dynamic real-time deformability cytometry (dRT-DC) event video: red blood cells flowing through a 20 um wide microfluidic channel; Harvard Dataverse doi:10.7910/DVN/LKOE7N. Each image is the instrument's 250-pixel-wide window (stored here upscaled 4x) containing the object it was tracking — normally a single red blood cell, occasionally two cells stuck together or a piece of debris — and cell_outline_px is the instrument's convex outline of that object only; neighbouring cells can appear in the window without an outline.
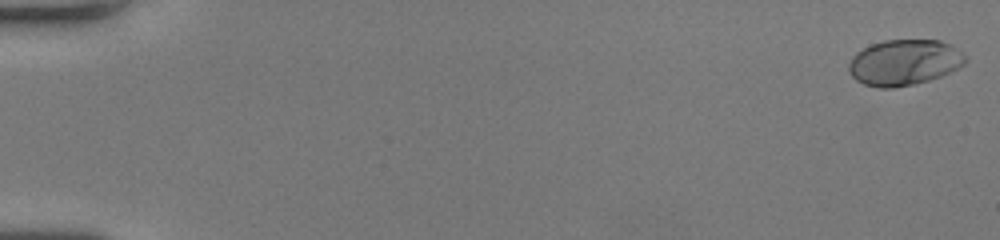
{"species": "human", "species_latin": "Homo sapiens", "temperature_condition": "room temperature", "stored_images_in_passage": 53, "camera_frame_rate_fps": 3000, "um_per_image_px": 0.085, "donor": {"sex": "female"}, "frame": {"image": 1, "passage_image": 1, "time_ms": 0.0, "image_size_px": [1000, 240], "cell_outline_px": [[968, 60], [964, 64], [940, 76], [928, 80], [912, 84], [892, 88], [880, 88], [864, 84], [856, 80], [852, 76], [848, 68], [848, 64], [852, 56], [856, 52], [872, 44], [884, 40], [940, 40], [956, 48]], "centroid_in_image_um": [76.82, 5.3], "position_along_channel_um": 8.2, "area_um2": 30.81}}
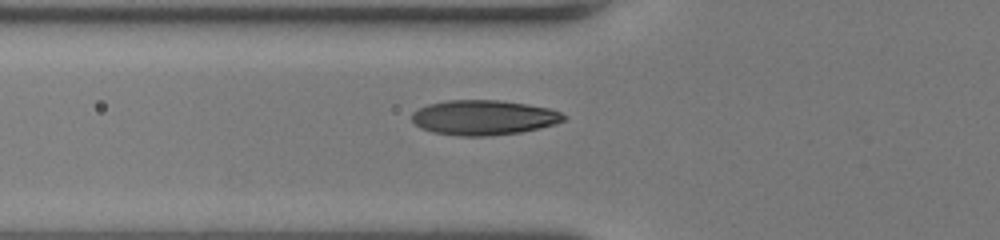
{"frame": {"image": 2, "passage_image": 21, "time_ms": 6.667, "image_size_px": [1000, 240], "cell_outline_px": [[568, 116], [564, 120], [556, 124], [540, 128], [520, 132], [492, 136], [460, 136], [432, 132], [420, 128], [412, 120], [412, 112], [428, 104], [448, 100], [496, 100], [528, 104], [548, 108], [560, 112]], "centroid_in_image_um": [41.12, 10.0], "position_along_channel_um": 84.7, "area_um2": 30.98}}
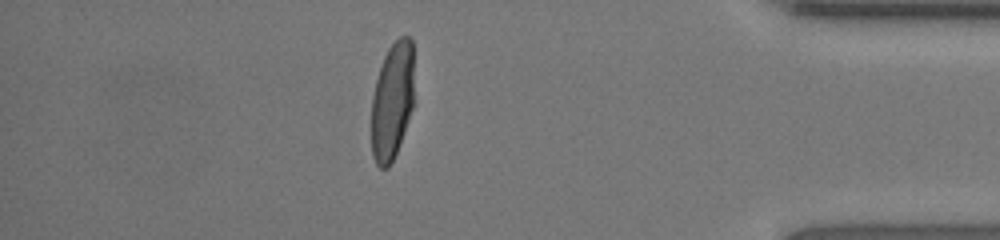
{"frame": {"image": 3, "passage_image": 47, "time_ms": 15.333, "image_size_px": [1000, 240], "cell_outline_px": [[412, 108], [400, 144], [388, 168], [380, 168], [376, 164], [372, 156], [372, 96], [376, 80], [384, 56], [388, 48], [400, 36], [408, 36], [412, 40]], "centroid_in_image_um": [33.32, 8.6], "position_along_channel_um": 401.9, "area_um2": 28.78}, "authors_computed_cell_mechanics": {"area_um2": 30.634, "velocity_mm_per_s": 4.045, "shape_relaxation_time_tau1_ms": 3.6352, "shape_relaxation_time_tau2_ms": null, "deformation_change_tau1": 0.1966, "deformation_change_tau2": null}}